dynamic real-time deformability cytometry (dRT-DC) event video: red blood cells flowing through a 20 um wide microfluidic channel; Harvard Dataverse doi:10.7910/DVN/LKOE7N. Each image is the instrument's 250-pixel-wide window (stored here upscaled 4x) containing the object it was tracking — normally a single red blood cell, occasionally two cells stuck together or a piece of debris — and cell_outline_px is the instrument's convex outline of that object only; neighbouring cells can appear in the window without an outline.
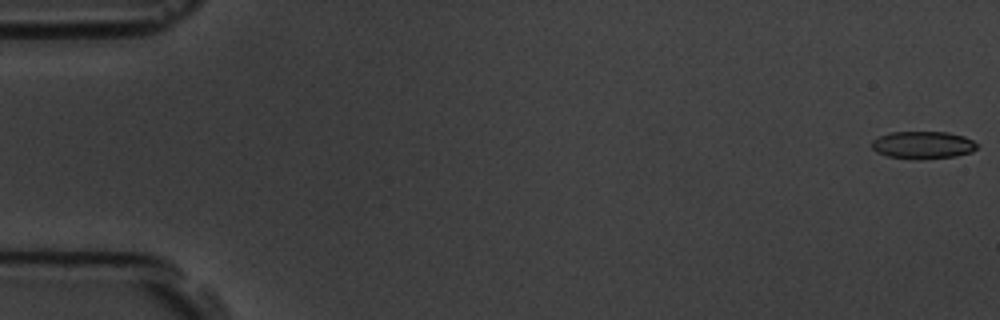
{"species": "common noctule bat (a hibernating species)", "species_latin": "Nyctalus noctula", "temperature_condition": "room temperature", "stored_images_in_passage": 6, "camera_frame_rate_fps": 3000, "um_per_image_px": 0.085, "animal": {"sex": "male", "body_mass_g": 19.5, "forearm_length_mm": 54.6}, "frame": {"image": 1, "passage_image": 1, "time_ms": 0.0, "image_size_px": [1000, 320], "cell_outline_px": [[976, 148], [972, 152], [956, 156], [920, 160], [888, 156], [876, 152], [872, 148], [872, 140], [880, 136], [892, 132], [948, 132], [964, 136], [972, 140], [976, 144]], "centroid_in_image_um": [78.44, 12.33], "position_along_channel_um": 6.6, "area_um2": 16.88}}
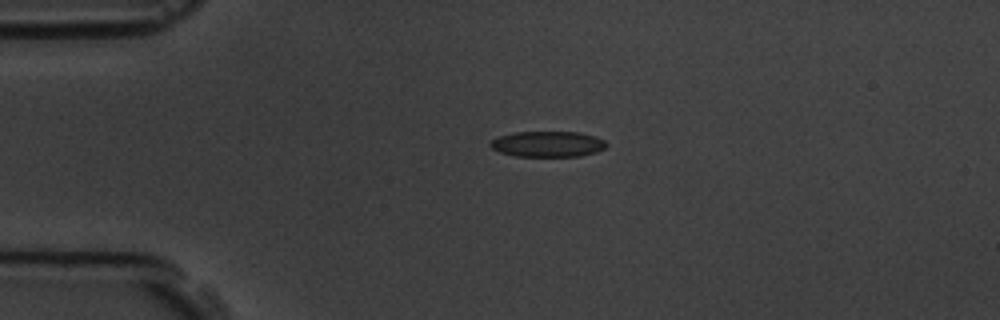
{"frame": {"image": 2, "passage_image": 4, "time_ms": 4.0, "image_size_px": [1000, 320], "cell_outline_px": [[608, 144], [604, 148], [596, 152], [580, 156], [516, 156], [500, 152], [492, 148], [488, 144], [492, 140], [500, 136], [512, 132], [580, 132], [596, 136], [604, 140]], "centroid_in_image_um": [46.57, 12.24], "position_along_channel_um": 38.4, "area_um2": 17.4}}
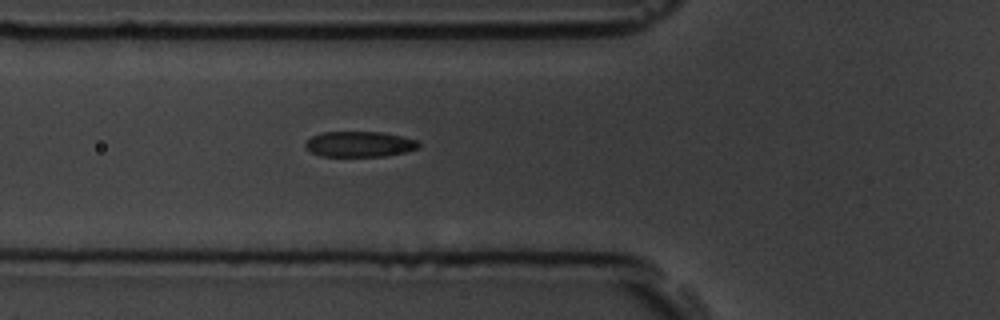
{"frame": {"image": 3, "passage_image": 6, "time_ms": 6.333, "image_size_px": [1000, 320], "cell_outline_px": [[420, 148], [388, 156], [320, 156], [312, 152], [304, 144], [312, 136], [320, 132], [380, 132], [400, 136], [416, 140], [420, 144]], "centroid_in_image_um": [30.57, 12.25], "position_along_channel_um": 95.2, "area_um2": 16.76}}